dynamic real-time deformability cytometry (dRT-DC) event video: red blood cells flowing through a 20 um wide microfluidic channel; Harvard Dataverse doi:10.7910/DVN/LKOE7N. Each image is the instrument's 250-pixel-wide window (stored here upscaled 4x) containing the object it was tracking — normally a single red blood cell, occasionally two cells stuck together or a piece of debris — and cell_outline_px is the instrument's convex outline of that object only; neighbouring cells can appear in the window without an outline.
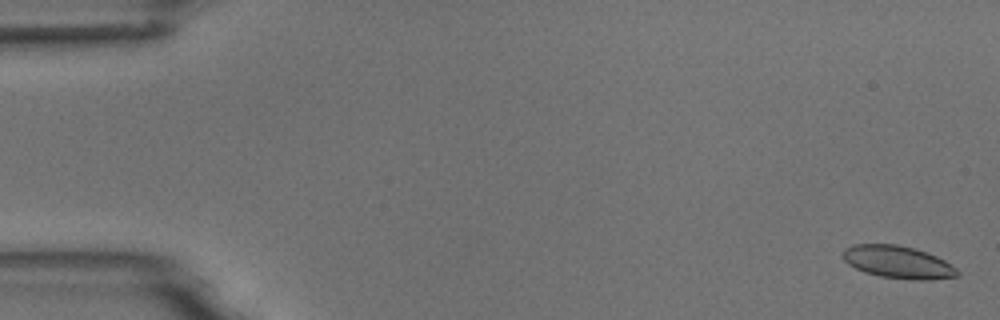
{"species": "common noctule bat (a hibernating species)", "species_latin": "Nyctalus noctula", "temperature_condition": "room temperature", "stored_images_in_passage": 6, "segment_of_instrument_passage": [1, 2], "camera_frame_rate_fps": 3000, "um_per_image_px": 0.085, "animal": {"sex": "male", "body_mass_g": 18.8}, "frame": {"image": 1, "passage_image": 1, "time_ms": 0.0, "image_size_px": [1000, 320], "cell_outline_px": [[960, 272], [956, 276], [928, 280], [912, 280], [880, 276], [864, 272], [848, 264], [844, 260], [844, 248], [852, 244], [896, 244], [916, 248], [936, 256], [944, 260], [956, 268]], "centroid_in_image_um": [76.32, 22.27], "position_along_channel_um": 8.7, "area_um2": 21.68}}